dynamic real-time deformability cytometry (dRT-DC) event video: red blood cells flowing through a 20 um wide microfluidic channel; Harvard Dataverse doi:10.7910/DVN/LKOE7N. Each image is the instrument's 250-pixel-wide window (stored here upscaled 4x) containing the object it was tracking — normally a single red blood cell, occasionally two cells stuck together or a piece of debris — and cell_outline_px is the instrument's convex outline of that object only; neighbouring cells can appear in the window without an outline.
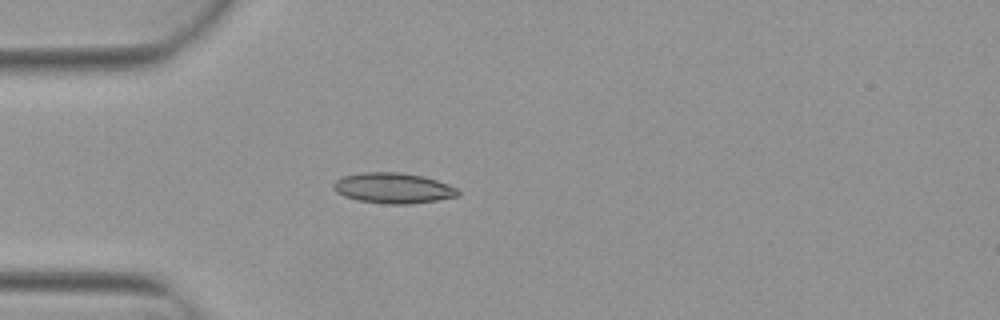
{"species": "Egyptian fruit bat (a non-hibernating species)", "species_latin": "Rousettus aegyptiacus", "temperature_condition": "warm", "stored_images_in_passage": 4, "camera_frame_rate_fps": 3000, "um_per_image_px": 0.085, "animal": {"sex": "female"}, "frame": {"image": 1, "passage_image": 4, "time_ms": 1.0, "image_size_px": [1000, 320], "cell_outline_px": [[460, 196], [412, 204], [388, 204], [356, 200], [344, 196], [336, 192], [332, 188], [332, 184], [336, 180], [344, 176], [364, 172], [400, 172], [424, 176], [448, 184], [456, 188], [460, 192]], "centroid_in_image_um": [33.42, 15.99], "position_along_channel_um": 51.6, "area_um2": 22.25}}